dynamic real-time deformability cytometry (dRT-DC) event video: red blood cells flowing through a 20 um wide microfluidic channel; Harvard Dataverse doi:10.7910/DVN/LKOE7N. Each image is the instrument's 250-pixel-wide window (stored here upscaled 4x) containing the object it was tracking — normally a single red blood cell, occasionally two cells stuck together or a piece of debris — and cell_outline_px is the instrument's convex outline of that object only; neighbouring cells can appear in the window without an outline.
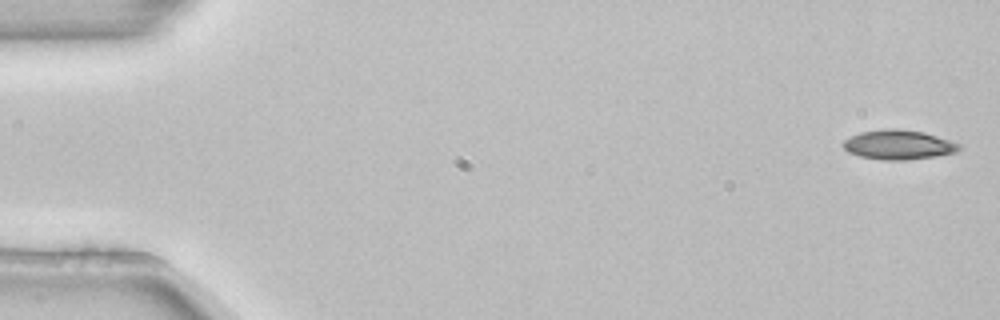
{"species": "common noctule bat (a hibernating species)", "species_latin": "Nyctalus noctula", "temperature_condition": "room temperature", "stored_images_in_passage": 3, "camera_frame_rate_fps": 3000, "um_per_image_px": 0.085, "animal": {"sex": "female", "body_mass_g": 22.7, "forearm_length_mm": 54.2}, "frame": {"image": 1, "passage_image": 1, "time_ms": 0.0, "image_size_px": [1000, 320], "cell_outline_px": [[960, 148], [956, 152], [936, 156], [904, 160], [880, 160], [860, 156], [848, 152], [840, 144], [844, 140], [860, 132], [888, 128], [892, 128], [924, 132], [960, 144]], "centroid_in_image_um": [76.33, 12.31], "position_along_channel_um": 8.7, "area_um2": 19.83}}